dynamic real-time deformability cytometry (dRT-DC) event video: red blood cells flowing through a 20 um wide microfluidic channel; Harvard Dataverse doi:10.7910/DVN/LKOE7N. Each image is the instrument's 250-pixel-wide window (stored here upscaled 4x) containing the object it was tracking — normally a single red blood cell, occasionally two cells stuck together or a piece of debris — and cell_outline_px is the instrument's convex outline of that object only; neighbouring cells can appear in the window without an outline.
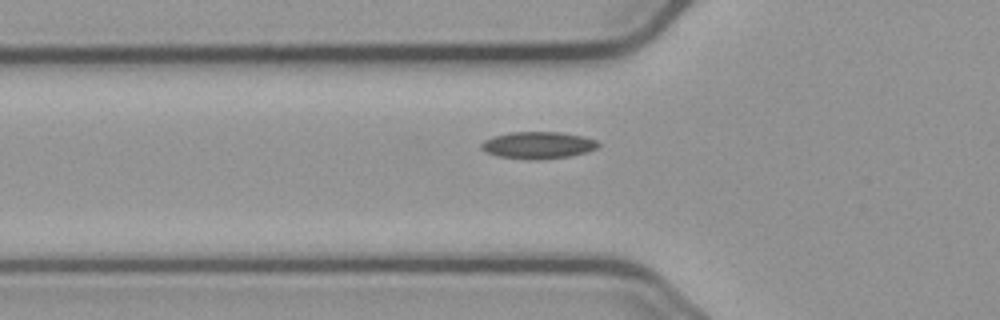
{"species": "common noctule bat (a hibernating species)", "species_latin": "Nyctalus noctula", "temperature_condition": "cold", "stored_images_in_passage": 37, "camera_frame_rate_fps": 3000, "um_per_image_px": 0.085, "animal": {"sex": "male", "body_mass_g": 23.1, "forearm_length_mm": 52.7}, "frame": {"image": 1, "passage_image": 5, "time_ms": 1.333, "image_size_px": [1000, 320], "cell_outline_px": [[600, 144], [596, 148], [588, 152], [572, 156], [532, 160], [496, 156], [484, 152], [480, 148], [480, 144], [484, 140], [492, 136], [512, 132], [560, 132], [584, 136], [596, 140]], "centroid_in_image_um": [45.71, 12.34], "position_along_channel_um": 80.1, "area_um2": 18.61}}
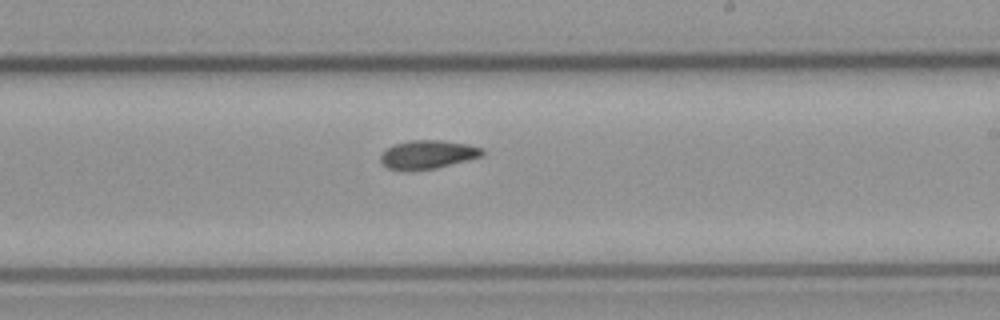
{"frame": {"image": 2, "passage_image": 19, "time_ms": 6.0, "image_size_px": [1000, 320], "cell_outline_px": [[484, 156], [436, 168], [412, 172], [400, 172], [388, 168], [380, 160], [380, 156], [388, 148], [396, 144], [412, 140], [440, 140], [468, 144], [480, 148], [484, 152]], "centroid_in_image_um": [36.34, 13.17], "position_along_channel_um": 252.7, "area_um2": 17.11}}
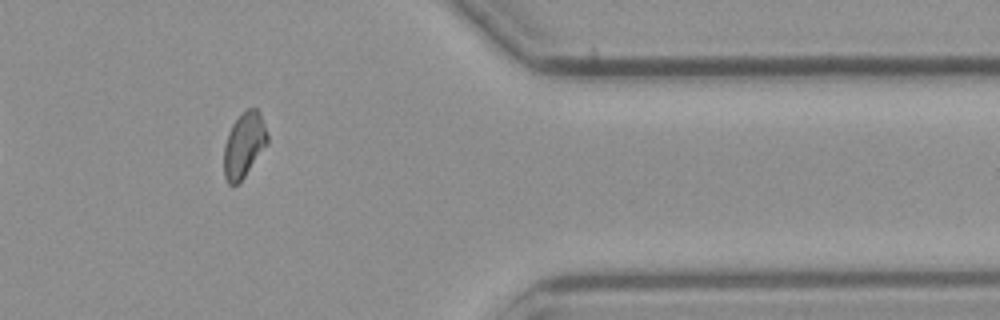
{"frame": {"image": 3, "passage_image": 32, "time_ms": 10.333, "image_size_px": [1000, 320], "cell_outline_px": [[268, 144], [244, 176], [236, 184], [228, 184], [224, 176], [224, 144], [228, 132], [232, 124], [248, 108], [256, 108], [260, 112], [268, 136]], "centroid_in_image_um": [20.74, 12.31], "position_along_channel_um": 390.7, "area_um2": 16.3}}